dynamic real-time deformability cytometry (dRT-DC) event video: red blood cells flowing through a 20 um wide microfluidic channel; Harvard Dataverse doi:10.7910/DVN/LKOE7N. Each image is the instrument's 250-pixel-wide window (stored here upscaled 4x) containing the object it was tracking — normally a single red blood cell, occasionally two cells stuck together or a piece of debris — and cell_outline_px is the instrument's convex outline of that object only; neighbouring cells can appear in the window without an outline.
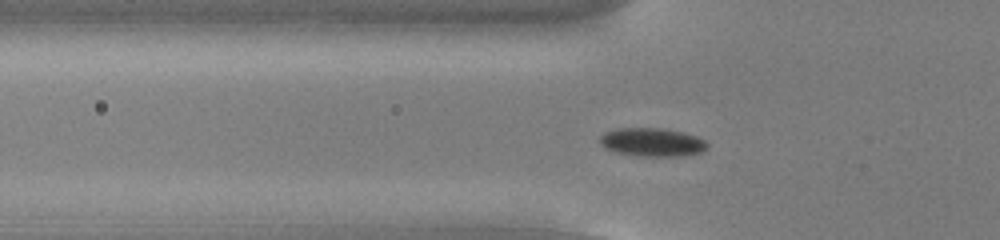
{"species": "common noctule bat (a hibernating species)", "species_latin": "Nyctalus noctula", "temperature_condition": "cold", "stored_images_in_passage": 51, "camera_frame_rate_fps": 3000, "um_per_image_px": 0.085, "animal": {"sex": "male", "body_mass_g": 13.0, "forearm_length_mm": 53.1}, "frame": {"image": 1, "passage_image": 16, "time_ms": 5.0, "image_size_px": [1000, 240], "cell_outline_px": [[708, 144], [700, 152], [684, 156], [636, 156], [616, 152], [604, 148], [600, 144], [600, 136], [604, 132], [620, 128], [664, 128], [684, 132], [696, 136], [704, 140]], "centroid_in_image_um": [55.4, 12.08], "position_along_channel_um": 70.4, "area_um2": 17.86}}
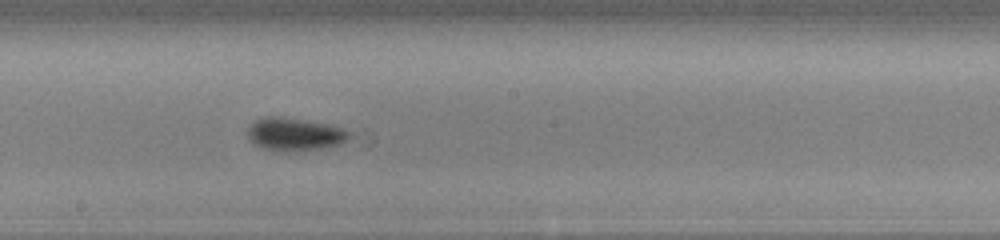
{"frame": {"image": 2, "passage_image": 28, "time_ms": 9.0, "image_size_px": [1000, 240], "cell_outline_px": [[348, 140], [340, 144], [324, 148], [296, 152], [288, 152], [264, 148], [252, 144], [248, 136], [248, 128], [256, 120], [264, 116], [276, 116], [324, 124], [344, 128], [348, 132]], "centroid_in_image_um": [25.02, 11.44], "position_along_channel_um": 223.2, "area_um2": 19.31}}
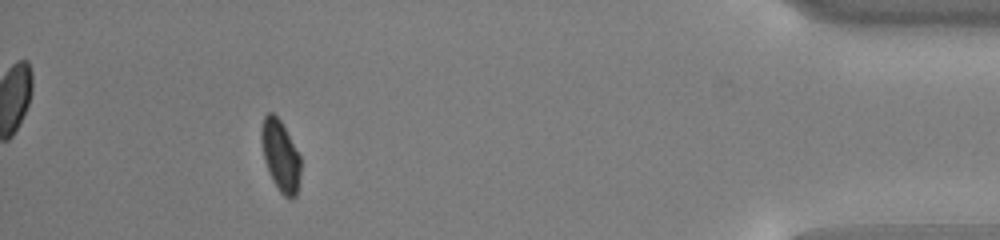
{"frame": {"image": 3, "passage_image": 47, "time_ms": 15.333, "image_size_px": [1000, 240], "cell_outline_px": [[300, 176], [296, 196], [292, 200], [288, 200], [280, 192], [272, 180], [268, 172], [264, 160], [260, 136], [260, 132], [264, 116], [268, 112], [272, 112], [280, 120], [300, 156]], "centroid_in_image_um": [23.82, 13.27], "position_along_channel_um": 411.4, "area_um2": 16.36}, "authors_computed_cell_mechanics": {"area_um2": 17.2822, "velocity_mm_per_s": 3.8303, "shape_relaxation_time_tau1_ms": 1.2417, "shape_relaxation_time_tau2_ms": null, "deformation_change_tau1": 0.098, "deformation_change_tau2": null}}